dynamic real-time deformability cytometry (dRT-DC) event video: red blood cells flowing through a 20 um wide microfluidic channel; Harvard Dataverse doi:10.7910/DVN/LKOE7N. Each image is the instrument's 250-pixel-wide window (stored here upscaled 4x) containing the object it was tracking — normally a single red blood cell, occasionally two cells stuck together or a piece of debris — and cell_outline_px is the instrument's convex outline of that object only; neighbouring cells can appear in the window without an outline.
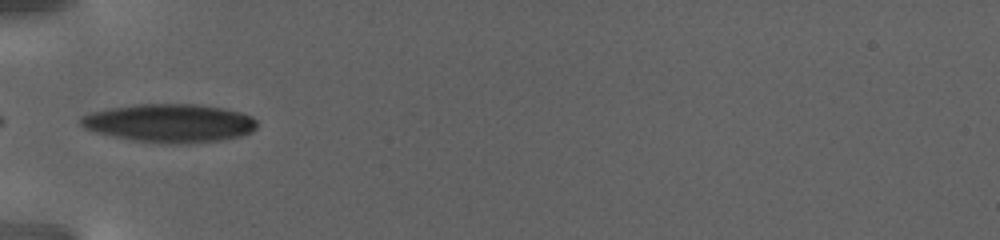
{"species": "human", "species_latin": "Homo sapiens", "temperature_condition": "warm", "stored_images_in_passage": 16, "camera_frame_rate_fps": 3000, "um_per_image_px": 0.085, "donor": {"sex": "female"}, "frame": {"image": 1, "passage_image": 1, "time_ms": 0.0, "image_size_px": [1000, 240], "cell_outline_px": [[256, 128], [252, 132], [240, 136], [220, 140], [188, 144], [164, 144], [132, 140], [92, 132], [84, 128], [80, 124], [80, 116], [88, 112], [104, 108], [136, 104], [196, 104], [224, 108], [240, 112], [252, 116], [256, 120]], "centroid_in_image_um": [14.36, 10.46], "position_along_channel_um": 70.6, "area_um2": 40.06}}